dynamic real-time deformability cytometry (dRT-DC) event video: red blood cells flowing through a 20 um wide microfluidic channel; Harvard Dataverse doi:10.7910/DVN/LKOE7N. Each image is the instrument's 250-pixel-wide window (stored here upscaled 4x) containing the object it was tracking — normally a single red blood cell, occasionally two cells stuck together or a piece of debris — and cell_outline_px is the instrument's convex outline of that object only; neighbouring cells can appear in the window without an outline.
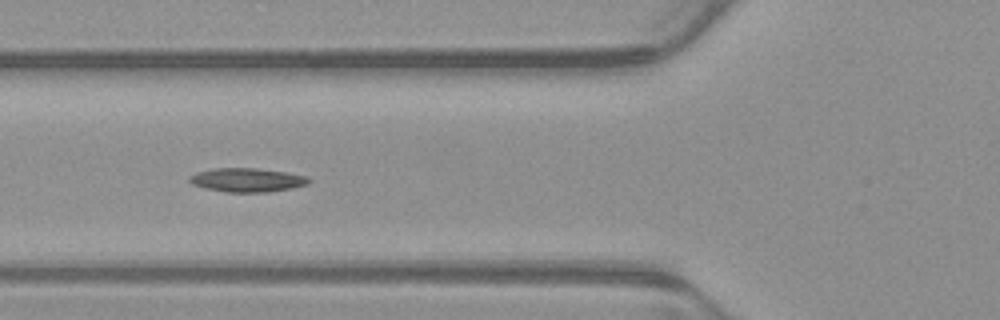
{"species": "common noctule bat (a hibernating species)", "species_latin": "Nyctalus noctula", "temperature_condition": "warm", "stored_images_in_passage": 40, "camera_frame_rate_fps": 3000, "um_per_image_px": 0.085, "animal": {"sex": "male", "body_mass_g": 23.1, "forearm_length_mm": 52.7}, "frame": {"image": 1, "passage_image": 6, "time_ms": 1.667, "image_size_px": [1000, 320], "cell_outline_px": [[312, 180], [308, 184], [292, 188], [268, 192], [224, 192], [192, 184], [188, 180], [188, 176], [196, 172], [212, 168], [256, 168], [288, 172], [308, 176]], "centroid_in_image_um": [21.02, 15.29], "position_along_channel_um": 104.8, "area_um2": 16.76}}
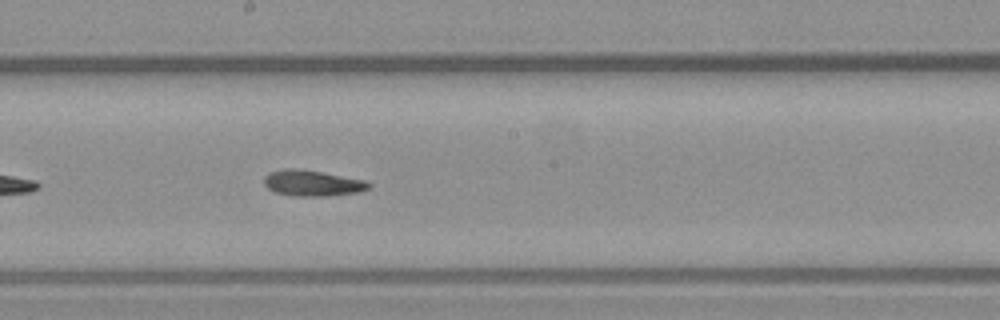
{"frame": {"image": 2, "passage_image": 15, "time_ms": 4.667, "image_size_px": [1000, 320], "cell_outline_px": [[372, 184], [368, 188], [360, 192], [324, 196], [292, 196], [276, 192], [268, 188], [264, 184], [264, 176], [268, 172], [284, 168], [296, 168], [368, 180]], "centroid_in_image_um": [26.55, 15.56], "position_along_channel_um": 221.7, "area_um2": 15.9}}
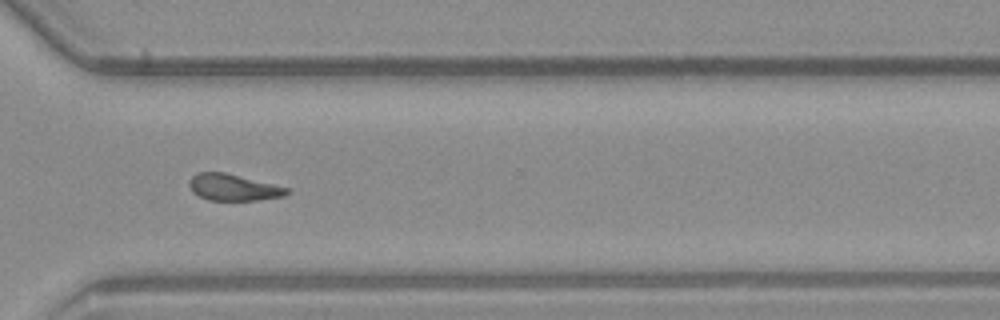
{"frame": {"image": 3, "passage_image": 25, "time_ms": 8.0, "image_size_px": [1000, 320], "cell_outline_px": [[288, 192], [284, 196], [256, 200], [208, 200], [192, 192], [188, 184], [188, 180], [196, 172], [224, 172], [288, 188]], "centroid_in_image_um": [19.76, 15.92], "position_along_channel_um": 350.8, "area_um2": 14.91}}